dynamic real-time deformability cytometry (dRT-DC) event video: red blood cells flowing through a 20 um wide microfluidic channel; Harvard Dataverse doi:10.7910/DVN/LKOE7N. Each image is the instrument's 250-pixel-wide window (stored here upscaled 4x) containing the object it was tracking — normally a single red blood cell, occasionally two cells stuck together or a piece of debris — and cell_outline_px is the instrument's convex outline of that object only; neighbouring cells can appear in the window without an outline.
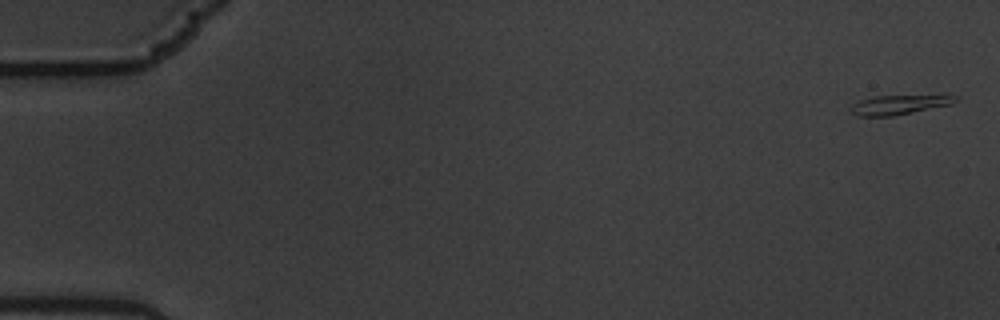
{"species": "common noctule bat (a hibernating species)", "species_latin": "Nyctalus noctula", "temperature_condition": "warm", "stored_images_in_passage": 6, "camera_frame_rate_fps": 3000, "um_per_image_px": 0.085, "animal": {"sex": "male", "body_mass_g": 19.5, "forearm_length_mm": 54.6}, "frame": {"image": 1, "passage_image": 1, "time_ms": 0.0, "image_size_px": [1000, 320], "cell_outline_px": [[960, 100], [952, 104], [892, 116], [856, 116], [848, 108], [852, 104], [860, 100], [876, 96], [944, 92], [948, 92], [960, 96]], "centroid_in_image_um": [76.64, 8.82], "position_along_channel_um": 8.4, "area_um2": 12.95}}